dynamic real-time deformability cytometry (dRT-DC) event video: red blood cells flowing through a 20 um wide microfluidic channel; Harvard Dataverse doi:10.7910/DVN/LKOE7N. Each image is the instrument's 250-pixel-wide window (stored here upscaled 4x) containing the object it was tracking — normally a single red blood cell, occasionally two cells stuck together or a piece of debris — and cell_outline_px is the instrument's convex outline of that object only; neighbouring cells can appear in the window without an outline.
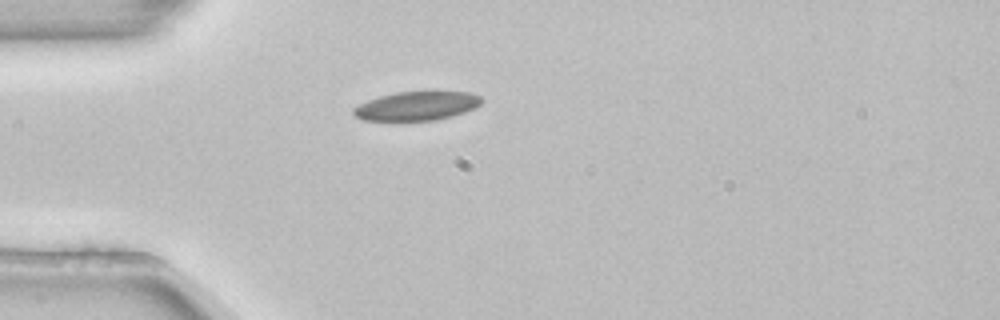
{"species": "common noctule bat (a hibernating species)", "species_latin": "Nyctalus noctula", "temperature_condition": "room temperature", "stored_images_in_passage": 1, "camera_frame_rate_fps": 3000, "um_per_image_px": 0.085, "animal": {"sex": "female", "body_mass_g": 22.7, "forearm_length_mm": 54.2}, "frame": {"image": 1, "passage_image": 1, "time_ms": 0.0, "image_size_px": [1000, 320], "cell_outline_px": [[484, 100], [476, 108], [452, 116], [436, 120], [360, 120], [352, 112], [352, 108], [368, 100], [380, 96], [396, 92], [428, 88], [436, 88], [472, 92], [480, 96]], "centroid_in_image_um": [35.52, 8.93], "position_along_channel_um": 49.5, "area_um2": 22.72}}